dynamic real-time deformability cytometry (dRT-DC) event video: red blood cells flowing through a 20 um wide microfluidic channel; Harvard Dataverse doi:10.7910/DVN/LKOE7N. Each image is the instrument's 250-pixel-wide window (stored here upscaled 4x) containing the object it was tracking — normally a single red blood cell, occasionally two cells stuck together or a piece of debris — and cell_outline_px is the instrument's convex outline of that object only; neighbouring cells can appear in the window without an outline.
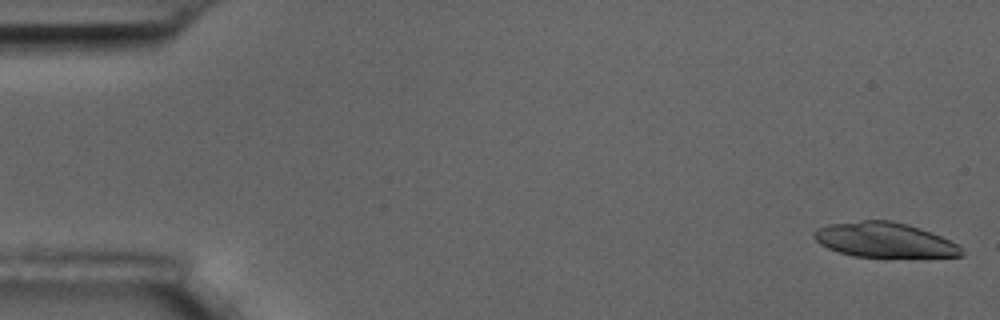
{"species": "common noctule bat (a hibernating species)", "species_latin": "Nyctalus noctula", "temperature_condition": "room temperature", "stored_images_in_passage": 6, "segment_of_instrument_passage": [1, 2], "camera_frame_rate_fps": 3000, "um_per_image_px": 0.085, "animal": {"sex": "male", "body_mass_g": 17.5, "forearm_length_mm": 52.3}, "frame": {"image": 1, "passage_image": 1, "time_ms": 0.0, "image_size_px": [1000, 320], "cell_outline_px": [[964, 256], [852, 256], [828, 248], [820, 244], [812, 236], [812, 232], [816, 228], [828, 224], [860, 220], [892, 220], [908, 224], [920, 228], [960, 244], [964, 252]], "centroid_in_image_um": [75.16, 20.37], "position_along_channel_um": 9.8, "area_um2": 29.88}}